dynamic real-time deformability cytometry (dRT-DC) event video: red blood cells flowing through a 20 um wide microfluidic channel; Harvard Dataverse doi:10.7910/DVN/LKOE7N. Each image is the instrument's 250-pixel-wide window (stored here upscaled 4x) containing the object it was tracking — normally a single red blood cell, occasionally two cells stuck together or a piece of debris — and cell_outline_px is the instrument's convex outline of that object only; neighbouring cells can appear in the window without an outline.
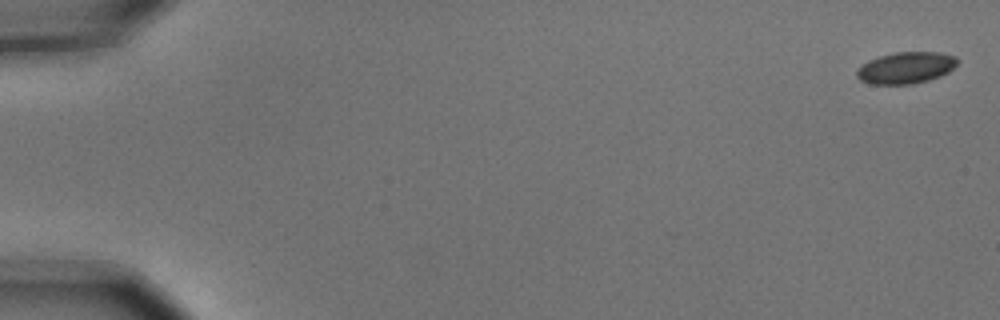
{"species": "common noctule bat (a hibernating species)", "species_latin": "Nyctalus noctula", "temperature_condition": "cold", "stored_images_in_passage": 9, "camera_frame_rate_fps": 3000, "um_per_image_px": 0.085, "animal": {"sex": "male", "body_mass_g": 15.6}, "frame": {"image": 1, "passage_image": 1, "time_ms": 0.0, "image_size_px": [1000, 320], "cell_outline_px": [[960, 60], [948, 72], [940, 76], [928, 80], [912, 84], [872, 84], [860, 80], [856, 76], [856, 72], [860, 64], [868, 60], [880, 56], [896, 52], [940, 52], [956, 56]], "centroid_in_image_um": [76.99, 5.75], "position_along_channel_um": 8.0, "area_um2": 18.61}}
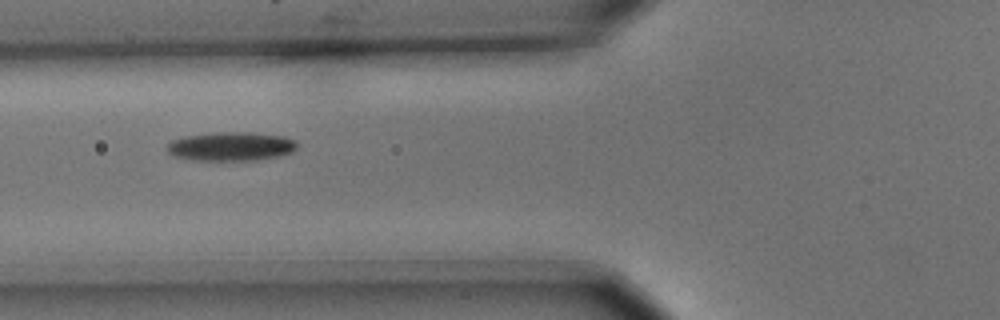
{"frame": {"image": 2, "passage_image": 7, "time_ms": 2.0, "image_size_px": [1000, 320], "cell_outline_px": [[300, 144], [292, 152], [280, 156], [256, 160], [192, 160], [172, 156], [168, 152], [168, 144], [172, 140], [184, 136], [212, 132], [252, 132], [284, 136], [296, 140]], "centroid_in_image_um": [19.67, 12.43], "position_along_channel_um": 106.1, "area_um2": 22.2}}
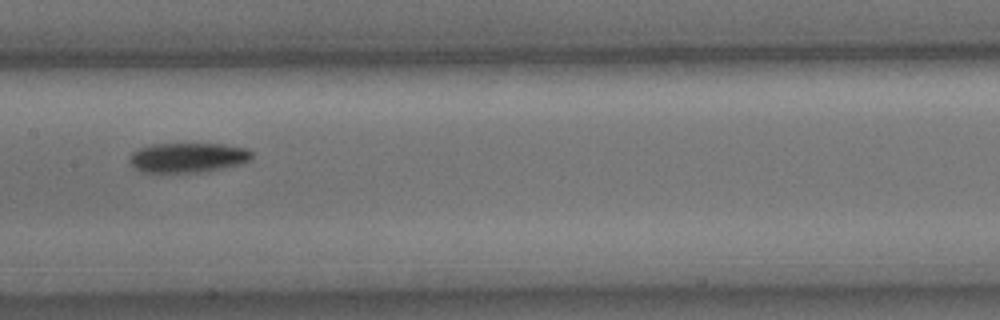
{"frame": {"image": 3, "passage_image": 9, "time_ms": 2.667, "image_size_px": [1000, 320], "cell_outline_px": [[252, 156], [248, 160], [240, 164], [224, 168], [200, 172], [140, 172], [128, 160], [132, 152], [140, 148], [152, 144], [224, 144], [248, 148], [252, 152]], "centroid_in_image_um": [15.97, 13.39], "position_along_channel_um": 191.4, "area_um2": 21.15}}